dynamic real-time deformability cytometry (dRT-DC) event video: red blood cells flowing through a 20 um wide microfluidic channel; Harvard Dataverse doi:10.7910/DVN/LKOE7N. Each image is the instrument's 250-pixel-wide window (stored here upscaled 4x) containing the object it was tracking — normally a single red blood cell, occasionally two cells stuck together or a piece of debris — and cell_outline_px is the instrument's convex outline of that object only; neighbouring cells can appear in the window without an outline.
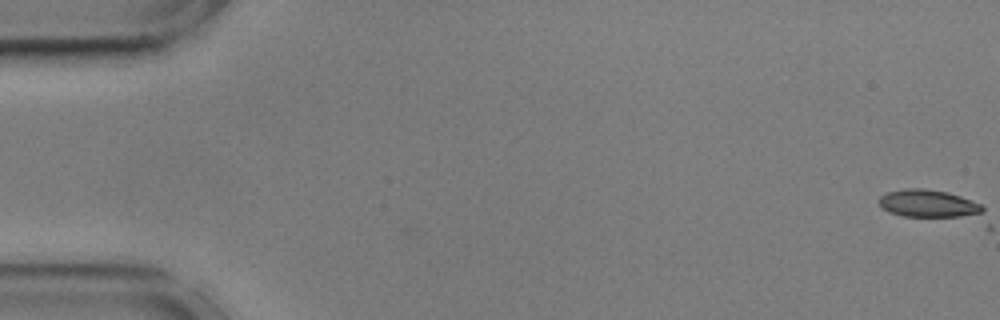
{"species": "common noctule bat (a hibernating species)", "species_latin": "Nyctalus noctula", "temperature_condition": "cold", "stored_images_in_passage": 3, "camera_frame_rate_fps": 3000, "um_per_image_px": 0.085, "animal": {"sex": "male", "body_mass_g": 17.9, "forearm_length_mm": 54.2}, "frame": {"image": 1, "passage_image": 1, "time_ms": 0.0, "image_size_px": [1000, 320], "cell_outline_px": [[984, 216], [904, 216], [888, 212], [880, 204], [880, 196], [888, 192], [904, 188], [924, 188], [948, 192], [960, 196], [980, 204], [984, 208]], "centroid_in_image_um": [78.96, 17.3], "position_along_channel_um": 6.0, "area_um2": 16.65}}